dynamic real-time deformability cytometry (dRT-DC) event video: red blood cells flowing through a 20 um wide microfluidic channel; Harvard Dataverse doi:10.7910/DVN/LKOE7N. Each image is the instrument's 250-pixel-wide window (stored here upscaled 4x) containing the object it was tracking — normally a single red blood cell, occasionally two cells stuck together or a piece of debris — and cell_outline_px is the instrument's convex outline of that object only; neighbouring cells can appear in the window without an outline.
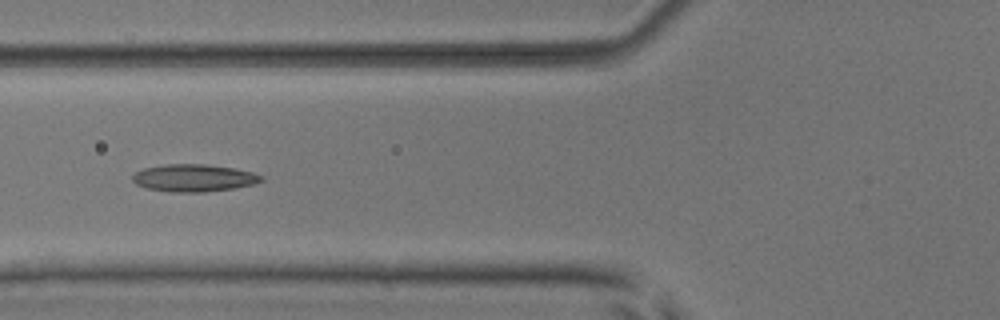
{"species": "common noctule bat (a hibernating species)", "species_latin": "Nyctalus noctula", "temperature_condition": "room temperature", "stored_images_in_passage": 7, "camera_frame_rate_fps": 3000, "um_per_image_px": 0.085, "animal": {"sex": "male", "body_mass_g": 17.9, "forearm_length_mm": 54.2}, "frame": {"image": 1, "passage_image": 6, "time_ms": 6.667, "image_size_px": [1000, 320], "cell_outline_px": [[264, 180], [252, 184], [236, 188], [204, 192], [172, 192], [144, 188], [136, 184], [132, 180], [132, 176], [136, 172], [144, 168], [168, 164], [204, 164], [232, 168], [252, 172], [264, 176]], "centroid_in_image_um": [16.47, 15.13], "position_along_channel_um": 109.3, "area_um2": 20.52}}
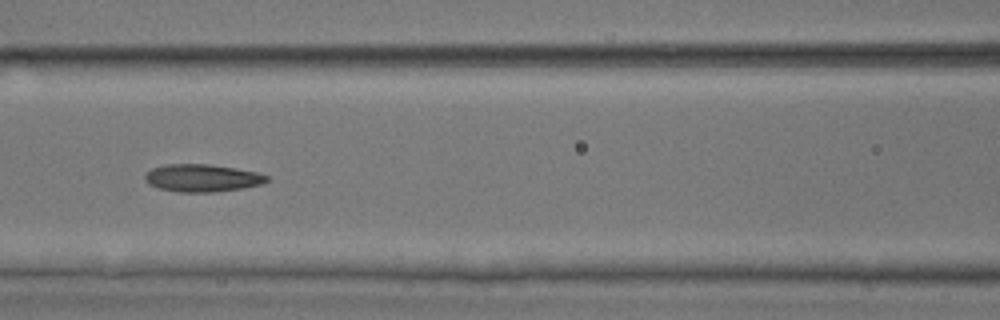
{"frame": {"image": 2, "passage_image": 7, "time_ms": 7.667, "image_size_px": [1000, 320], "cell_outline_px": [[268, 180], [260, 184], [244, 188], [216, 192], [180, 192], [160, 188], [148, 184], [144, 180], [144, 176], [152, 168], [164, 164], [208, 164], [236, 168], [256, 172], [268, 176]], "centroid_in_image_um": [17.17, 15.13], "position_along_channel_um": 149.4, "area_um2": 19.54}}